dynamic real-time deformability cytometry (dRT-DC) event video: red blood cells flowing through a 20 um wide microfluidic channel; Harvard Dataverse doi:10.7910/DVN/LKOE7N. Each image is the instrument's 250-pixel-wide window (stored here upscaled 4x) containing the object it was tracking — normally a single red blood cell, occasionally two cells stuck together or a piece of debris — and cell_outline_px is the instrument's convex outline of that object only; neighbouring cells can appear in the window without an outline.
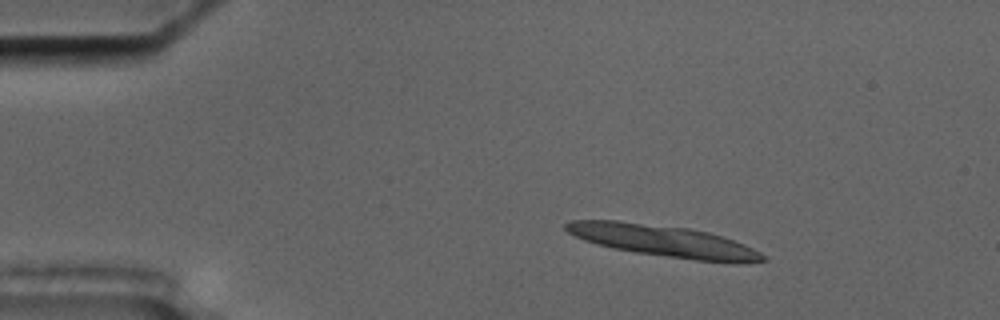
{"species": "common noctule bat (a hibernating species)", "species_latin": "Nyctalus noctula", "temperature_condition": "cold", "stored_images_in_passage": 3, "camera_frame_rate_fps": 3000, "um_per_image_px": 0.085, "animal": {"sex": "male", "body_mass_g": 17.5, "forearm_length_mm": 52.3}, "frame": {"image": 1, "passage_image": 1, "time_ms": 0.0, "image_size_px": [1000, 320], "cell_outline_px": [[768, 260], [732, 264], [696, 260], [636, 252], [612, 248], [584, 240], [568, 232], [564, 228], [564, 224], [572, 220], [616, 220], [688, 228], [708, 232], [744, 244], [760, 252]], "centroid_in_image_um": [56.41, 20.48], "position_along_channel_um": 28.6, "area_um2": 36.01}}